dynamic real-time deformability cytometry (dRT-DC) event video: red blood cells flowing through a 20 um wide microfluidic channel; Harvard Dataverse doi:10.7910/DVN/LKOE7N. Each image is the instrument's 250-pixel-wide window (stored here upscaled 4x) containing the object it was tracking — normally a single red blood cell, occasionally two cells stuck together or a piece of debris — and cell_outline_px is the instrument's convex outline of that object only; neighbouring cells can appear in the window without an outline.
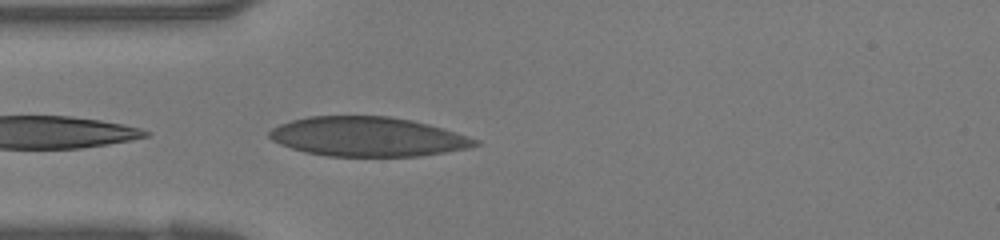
{"species": "human", "species_latin": "Homo sapiens", "temperature_condition": "warm", "stored_images_in_passage": 16, "camera_frame_rate_fps": 3000, "um_per_image_px": 0.085, "donor": {"sex": "female"}, "frame": {"image": 1, "passage_image": 3, "time_ms": 0.667, "image_size_px": [1000, 240], "cell_outline_px": [[480, 144], [468, 148], [420, 156], [328, 156], [304, 152], [280, 144], [272, 140], [268, 136], [268, 132], [272, 128], [280, 124], [292, 120], [308, 116], [388, 116], [412, 120], [428, 124], [480, 140]], "centroid_in_image_um": [31.23, 11.62], "position_along_channel_um": 53.8, "area_um2": 47.16}}